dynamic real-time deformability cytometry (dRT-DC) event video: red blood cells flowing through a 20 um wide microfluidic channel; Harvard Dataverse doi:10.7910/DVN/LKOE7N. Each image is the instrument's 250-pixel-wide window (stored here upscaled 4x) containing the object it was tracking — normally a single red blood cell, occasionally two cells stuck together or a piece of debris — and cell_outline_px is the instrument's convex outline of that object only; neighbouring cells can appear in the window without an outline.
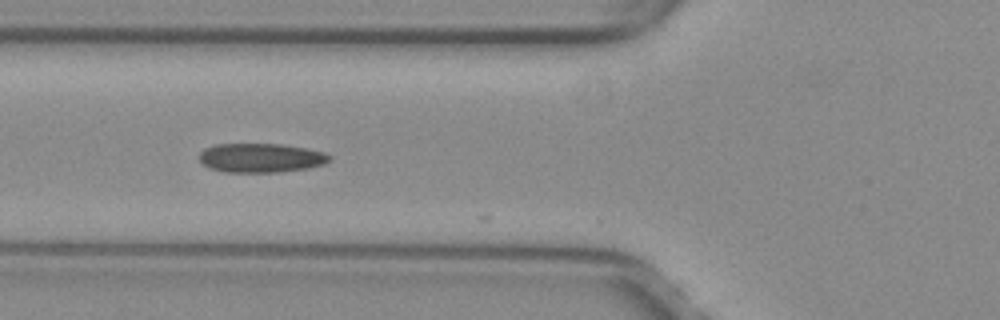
{"species": "common noctule bat (a hibernating species)", "species_latin": "Nyctalus noctula", "temperature_condition": "warm", "stored_images_in_passage": 9, "camera_frame_rate_fps": 3000, "um_per_image_px": 0.085, "animal": {"sex": "female", "body_mass_g": 29.2, "forearm_length_mm": 56.3}, "frame": {"image": 1, "passage_image": 8, "time_ms": 2.333, "image_size_px": [1000, 320], "cell_outline_px": [[332, 160], [324, 164], [308, 168], [280, 172], [224, 172], [208, 168], [200, 160], [200, 152], [204, 148], [216, 144], [280, 144], [308, 148], [324, 152], [332, 156]], "centroid_in_image_um": [22.2, 13.42], "position_along_channel_um": 103.6, "area_um2": 22.31}}